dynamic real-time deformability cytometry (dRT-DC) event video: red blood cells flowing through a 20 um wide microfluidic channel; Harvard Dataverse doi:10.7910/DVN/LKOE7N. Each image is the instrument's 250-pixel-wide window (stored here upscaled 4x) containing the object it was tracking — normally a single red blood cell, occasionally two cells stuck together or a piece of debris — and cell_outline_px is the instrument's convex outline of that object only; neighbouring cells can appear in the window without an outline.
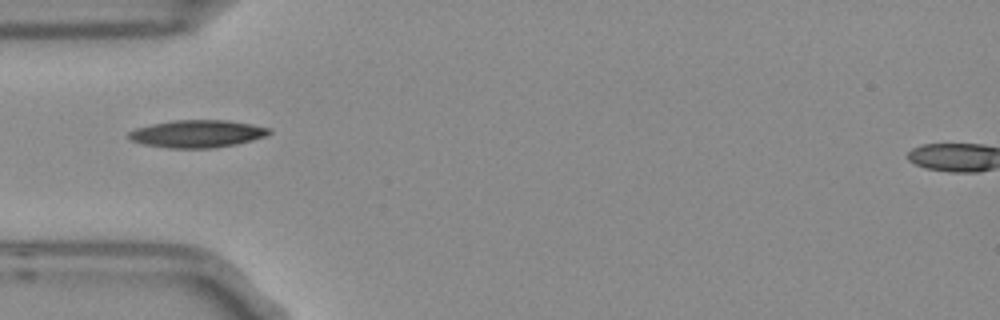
{"species": "Egyptian fruit bat (a non-hibernating species)", "species_latin": "Rousettus aegyptiacus", "temperature_condition": "room temperature", "stored_images_in_passage": 4, "camera_frame_rate_fps": 3000, "um_per_image_px": 0.085, "frame": {"image": 1, "passage_image": 1, "time_ms": 0.0, "image_size_px": [1000, 320], "cell_outline_px": [[272, 132], [264, 136], [252, 140], [236, 144], [216, 148], [168, 148], [144, 144], [132, 140], [128, 136], [128, 132], [136, 128], [152, 124], [172, 120], [228, 120], [252, 124], [272, 128]], "centroid_in_image_um": [16.79, 11.36], "position_along_channel_um": 68.2, "area_um2": 22.54}}
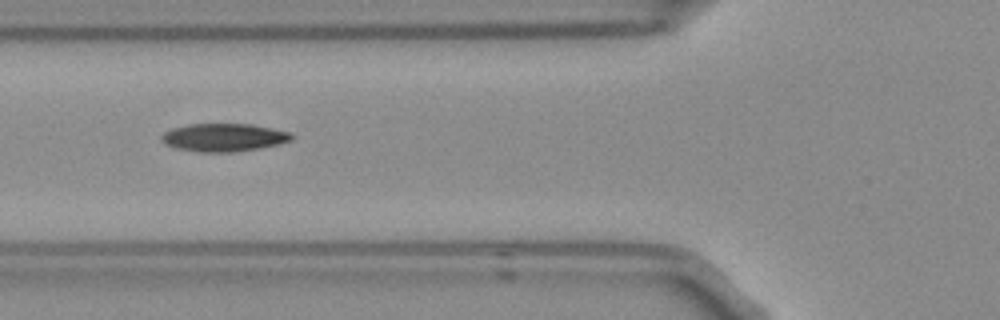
{"frame": {"image": 2, "passage_image": 2, "time_ms": 0.333, "image_size_px": [1000, 320], "cell_outline_px": [[296, 136], [292, 140], [280, 144], [260, 148], [236, 152], [200, 152], [176, 148], [160, 140], [160, 136], [164, 132], [172, 128], [188, 124], [252, 124], [292, 132]], "centroid_in_image_um": [19.07, 11.68], "position_along_channel_um": 106.7, "area_um2": 21.44}}